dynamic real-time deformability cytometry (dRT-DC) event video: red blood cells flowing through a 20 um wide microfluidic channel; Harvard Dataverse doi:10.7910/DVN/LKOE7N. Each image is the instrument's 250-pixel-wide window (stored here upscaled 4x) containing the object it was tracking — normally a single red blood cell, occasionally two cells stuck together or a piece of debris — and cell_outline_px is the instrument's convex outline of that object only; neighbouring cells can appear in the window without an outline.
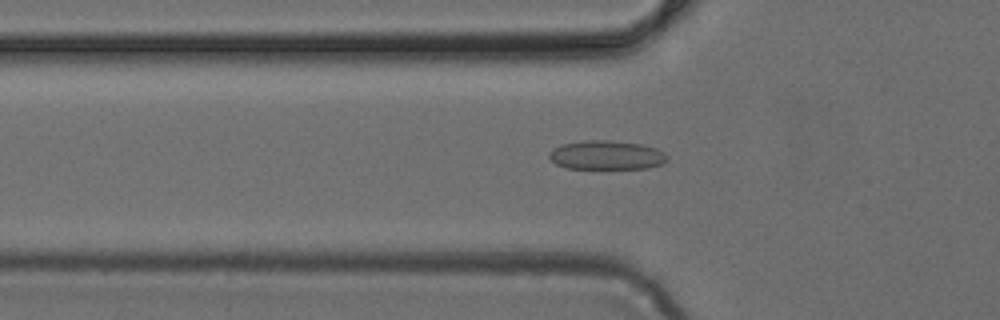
{"species": "common noctule bat (a hibernating species)", "species_latin": "Nyctalus noctula", "temperature_condition": "cold", "stored_images_in_passage": 34, "camera_frame_rate_fps": 3000, "um_per_image_px": 0.085, "animal": {"sex": "female", "body_mass_g": 24.6, "forearm_length_mm": 56.2}, "frame": {"image": 1, "passage_image": 2, "time_ms": 0.333, "image_size_px": [1000, 320], "cell_outline_px": [[668, 156], [660, 164], [648, 168], [564, 168], [556, 164], [548, 156], [548, 152], [552, 148], [560, 144], [584, 140], [608, 140], [640, 144], [656, 148], [664, 152]], "centroid_in_image_um": [51.49, 13.17], "position_along_channel_um": 74.3, "area_um2": 19.94}}
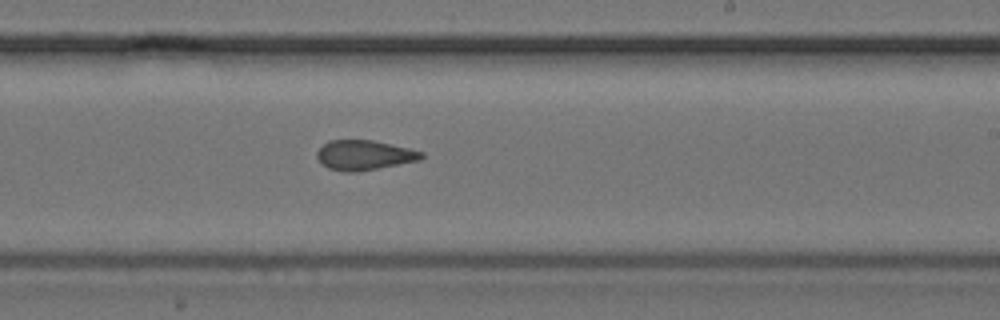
{"frame": {"image": 2, "passage_image": 15, "time_ms": 4.667, "image_size_px": [1000, 320], "cell_outline_px": [[424, 156], [420, 160], [356, 172], [344, 172], [328, 168], [320, 164], [316, 156], [316, 152], [328, 140], [372, 140], [408, 148], [424, 152]], "centroid_in_image_um": [30.92, 13.19], "position_along_channel_um": 258.1, "area_um2": 18.15}}
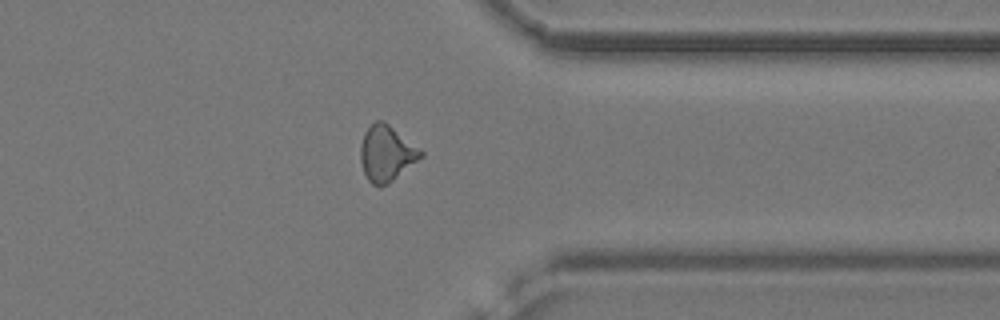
{"frame": {"image": 3, "passage_image": 24, "time_ms": 7.667, "image_size_px": [1000, 320], "cell_outline_px": [[424, 156], [388, 184], [380, 188], [372, 184], [368, 180], [364, 172], [360, 160], [360, 148], [364, 132], [376, 120], [384, 120], [424, 152]], "centroid_in_image_um": [32.85, 13.05], "position_along_channel_um": 378.6, "area_um2": 19.65}}